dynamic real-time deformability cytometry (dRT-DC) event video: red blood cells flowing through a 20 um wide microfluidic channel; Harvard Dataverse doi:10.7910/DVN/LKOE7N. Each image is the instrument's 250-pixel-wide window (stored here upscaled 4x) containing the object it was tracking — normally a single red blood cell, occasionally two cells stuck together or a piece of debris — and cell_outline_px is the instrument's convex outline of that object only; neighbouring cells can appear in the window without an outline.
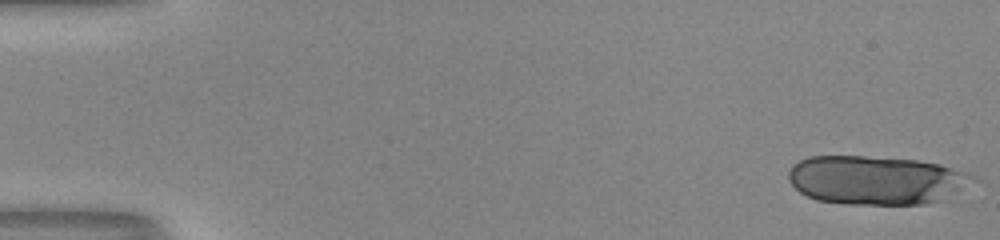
{"species": "human", "species_latin": "Homo sapiens", "temperature_condition": "room temperature", "stored_images_in_passage": 18, "camera_frame_rate_fps": 3000, "um_per_image_px": 0.085, "donor": {"sex": "male"}, "frame": {"image": 1, "passage_image": 1, "time_ms": 0.0, "image_size_px": [1000, 240], "cell_outline_px": [[984, 184], [940, 200], [924, 204], [848, 204], [816, 200], [800, 192], [788, 180], [788, 172], [792, 164], [808, 156], [864, 156], [916, 160], [940, 164], [968, 172], [976, 176]], "centroid_in_image_um": [74.61, 15.31], "position_along_channel_um": 10.4, "area_um2": 53.52}}